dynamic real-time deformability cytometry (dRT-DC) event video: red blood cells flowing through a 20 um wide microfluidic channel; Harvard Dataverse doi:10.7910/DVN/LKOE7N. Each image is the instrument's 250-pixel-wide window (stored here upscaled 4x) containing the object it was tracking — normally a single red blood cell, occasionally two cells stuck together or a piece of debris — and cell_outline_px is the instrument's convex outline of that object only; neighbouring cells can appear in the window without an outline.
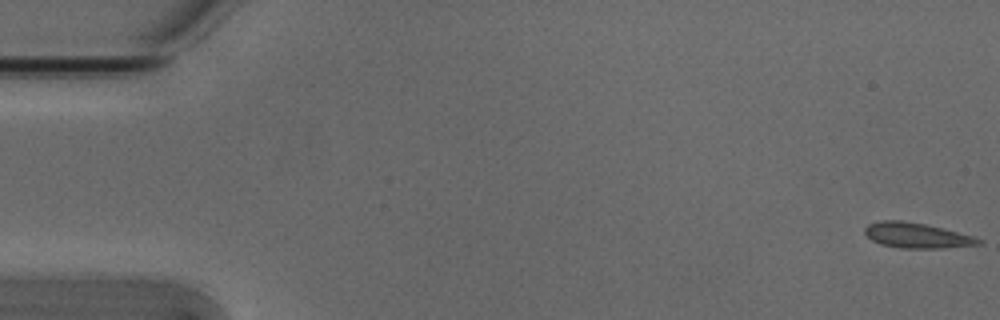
{"species": "Egyptian fruit bat (a non-hibernating species)", "species_latin": "Rousettus aegyptiacus", "temperature_condition": "cold", "stored_images_in_passage": 4, "camera_frame_rate_fps": 3000, "um_per_image_px": 0.085, "animal": {"sex": "male"}, "frame": {"image": 1, "passage_image": 1, "time_ms": 0.0, "image_size_px": [1000, 320], "cell_outline_px": [[984, 240], [980, 244], [944, 248], [900, 248], [880, 244], [872, 240], [864, 232], [864, 228], [868, 224], [880, 220], [900, 220], [924, 224], [972, 236]], "centroid_in_image_um": [77.88, 20.01], "position_along_channel_um": 7.1, "area_um2": 16.53}}